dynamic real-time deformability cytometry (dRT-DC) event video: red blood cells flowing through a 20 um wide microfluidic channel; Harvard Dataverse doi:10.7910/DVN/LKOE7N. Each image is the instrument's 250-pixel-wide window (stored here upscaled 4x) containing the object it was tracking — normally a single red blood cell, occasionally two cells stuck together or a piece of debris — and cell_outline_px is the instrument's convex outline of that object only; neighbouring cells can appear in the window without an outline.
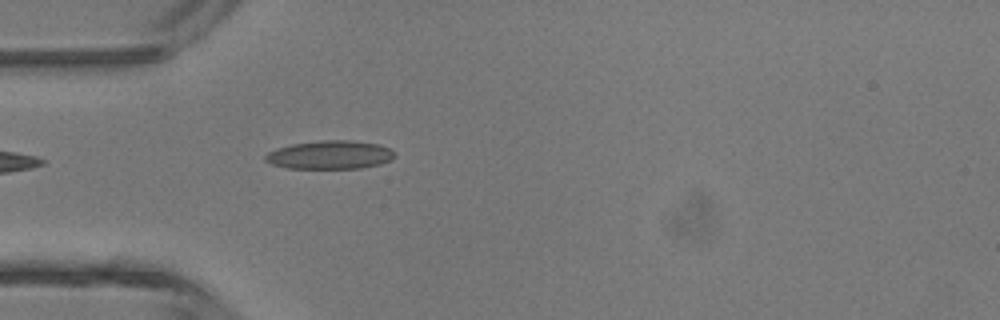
{"species": "common noctule bat (a hibernating species)", "species_latin": "Nyctalus noctula", "temperature_condition": "room temperature", "stored_images_in_passage": 1, "camera_frame_rate_fps": 3000, "um_per_image_px": 0.085, "animal": {"sex": "male", "body_mass_g": 13.3}, "frame": {"image": 1, "passage_image": 1, "time_ms": 0.0, "image_size_px": [1000, 320], "cell_outline_px": [[396, 156], [392, 160], [380, 164], [360, 168], [288, 168], [272, 164], [264, 160], [264, 156], [268, 152], [276, 148], [292, 144], [320, 140], [352, 140], [380, 144], [396, 152]], "centroid_in_image_um": [28.07, 13.15], "position_along_channel_um": 56.9, "area_um2": 21.62}}